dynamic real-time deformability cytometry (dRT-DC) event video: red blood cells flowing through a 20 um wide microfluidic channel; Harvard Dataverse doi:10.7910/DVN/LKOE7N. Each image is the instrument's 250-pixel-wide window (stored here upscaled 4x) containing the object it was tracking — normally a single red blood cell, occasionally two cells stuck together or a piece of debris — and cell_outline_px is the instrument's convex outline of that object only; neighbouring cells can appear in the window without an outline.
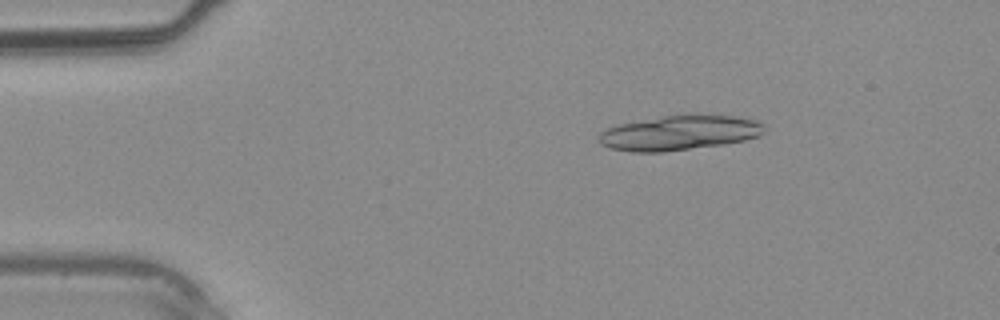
{"species": "common noctule bat (a hibernating species)", "species_latin": "Nyctalus noctula", "temperature_condition": "warm", "stored_images_in_passage": 3, "segment_of_instrument_passage": [1, 2], "camera_frame_rate_fps": 3000, "um_per_image_px": 0.085, "animal": {"sex": "male", "body_mass_g": 20.4}, "frame": {"image": 1, "passage_image": 1, "time_ms": 0.0, "image_size_px": [1000, 320], "cell_outline_px": [[764, 132], [760, 136], [744, 140], [724, 144], [664, 152], [632, 152], [612, 148], [600, 144], [596, 140], [596, 136], [600, 132], [608, 128], [620, 124], [664, 116], [732, 116], [756, 120], [764, 124]], "centroid_in_image_um": [57.72, 11.32], "position_along_channel_um": 27.3, "area_um2": 33.12}}